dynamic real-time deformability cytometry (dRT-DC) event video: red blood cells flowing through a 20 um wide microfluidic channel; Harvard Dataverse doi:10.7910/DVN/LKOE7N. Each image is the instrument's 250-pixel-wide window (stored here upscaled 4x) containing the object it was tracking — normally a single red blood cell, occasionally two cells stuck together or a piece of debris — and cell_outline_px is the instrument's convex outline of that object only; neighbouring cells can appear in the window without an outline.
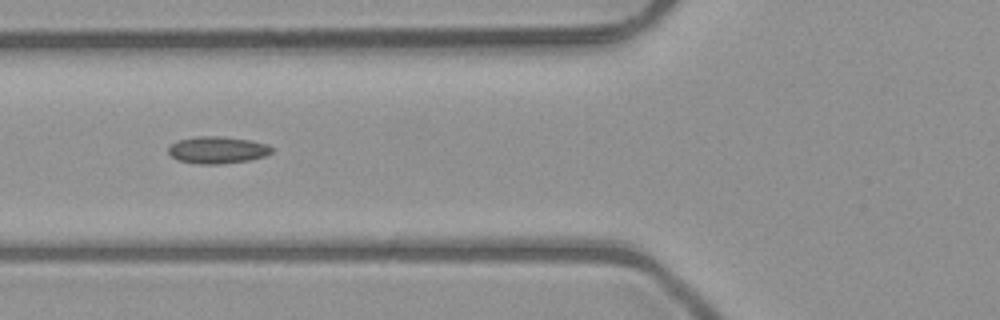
{"species": "common noctule bat (a hibernating species)", "species_latin": "Nyctalus noctula", "temperature_condition": "room temperature", "stored_images_in_passage": 5, "camera_frame_rate_fps": 3000, "um_per_image_px": 0.085, "animal": {"sex": "male", "body_mass_g": 23.1, "forearm_length_mm": 52.7}, "frame": {"image": 1, "passage_image": 3, "time_ms": 0.667, "image_size_px": [1000, 320], "cell_outline_px": [[272, 152], [264, 156], [252, 160], [220, 164], [200, 164], [180, 160], [172, 156], [168, 152], [168, 148], [176, 140], [196, 136], [220, 136], [252, 140], [268, 144], [272, 148]], "centroid_in_image_um": [18.5, 12.74], "position_along_channel_um": 107.3, "area_um2": 16.36}}